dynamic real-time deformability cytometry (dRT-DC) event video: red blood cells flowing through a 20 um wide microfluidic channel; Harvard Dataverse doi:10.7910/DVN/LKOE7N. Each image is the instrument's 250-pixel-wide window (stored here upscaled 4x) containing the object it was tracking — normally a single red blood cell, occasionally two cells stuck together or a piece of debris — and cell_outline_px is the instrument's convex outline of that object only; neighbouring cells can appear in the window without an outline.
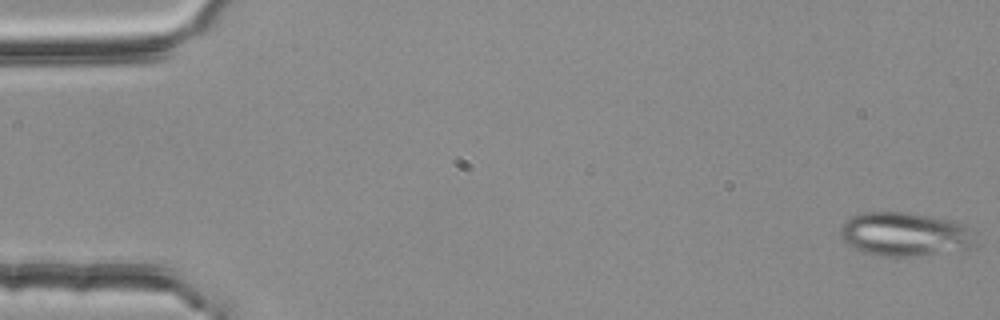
{"species": "common noctule bat (a hibernating species)", "species_latin": "Nyctalus noctula", "temperature_condition": "room temperature", "stored_images_in_passage": 52, "segment_of_instrument_passage": [1, 2], "camera_frame_rate_fps": 3000, "um_per_image_px": 0.085, "animal": {"sex": "female", "body_mass_g": 25.1}, "frame": {"image": 1, "passage_image": 1, "time_ms": 0.0, "image_size_px": [1000, 320], "cell_outline_px": [[980, 244], [972, 248], [920, 256], [880, 256], [864, 252], [848, 244], [840, 236], [840, 224], [852, 216], [864, 212], [908, 212], [948, 220], [960, 224]], "centroid_in_image_um": [76.87, 19.92], "position_along_channel_um": 8.1, "area_um2": 34.28}}